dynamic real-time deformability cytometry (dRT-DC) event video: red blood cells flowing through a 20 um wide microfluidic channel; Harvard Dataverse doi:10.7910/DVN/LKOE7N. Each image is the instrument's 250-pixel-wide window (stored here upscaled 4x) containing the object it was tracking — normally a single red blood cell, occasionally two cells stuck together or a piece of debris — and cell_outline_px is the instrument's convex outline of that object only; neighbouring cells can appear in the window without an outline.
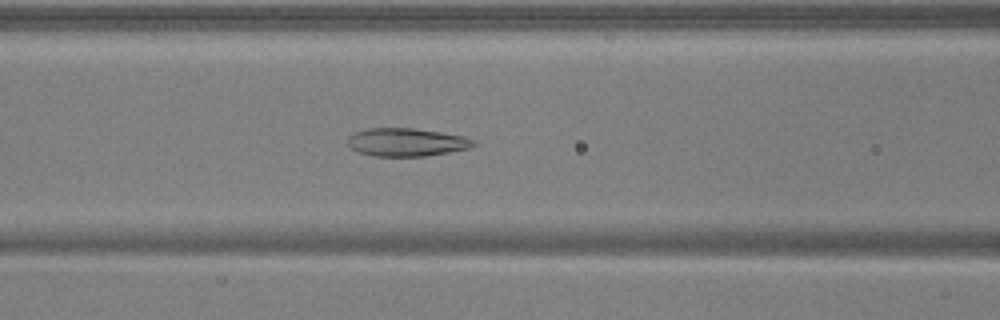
{"species": "common noctule bat (a hibernating species)", "species_latin": "Nyctalus noctula", "temperature_condition": "warm", "stored_images_in_passage": 31, "camera_frame_rate_fps": 3000, "um_per_image_px": 0.085, "animal": {"sex": "male", "body_mass_g": 17.9, "forearm_length_mm": 54.2}, "frame": {"image": 1, "passage_image": 7, "time_ms": 2.0, "image_size_px": [1000, 320], "cell_outline_px": [[476, 144], [468, 148], [448, 152], [424, 156], [372, 156], [356, 152], [348, 144], [348, 136], [356, 132], [368, 128], [416, 128], [464, 136], [476, 140]], "centroid_in_image_um": [34.54, 12.08], "position_along_channel_um": 132.1, "area_um2": 20.63}}
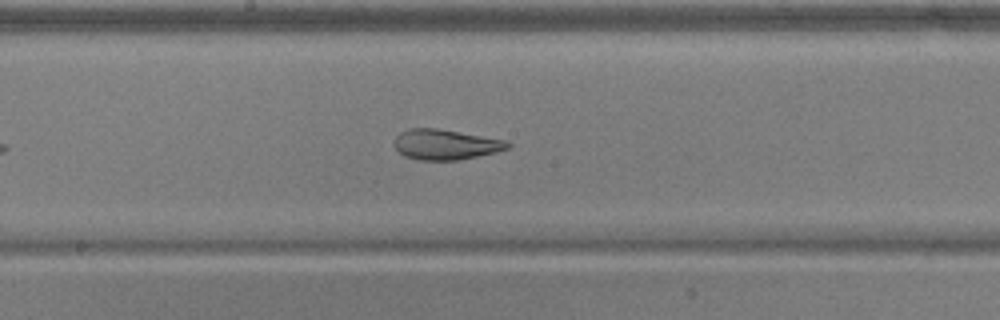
{"frame": {"image": 2, "passage_image": 13, "time_ms": 4.0, "image_size_px": [1000, 320], "cell_outline_px": [[512, 144], [508, 148], [496, 152], [460, 160], [416, 160], [404, 156], [392, 144], [396, 136], [400, 132], [408, 128], [436, 128], [504, 140]], "centroid_in_image_um": [37.82, 12.29], "position_along_channel_um": 210.4, "area_um2": 20.0}}
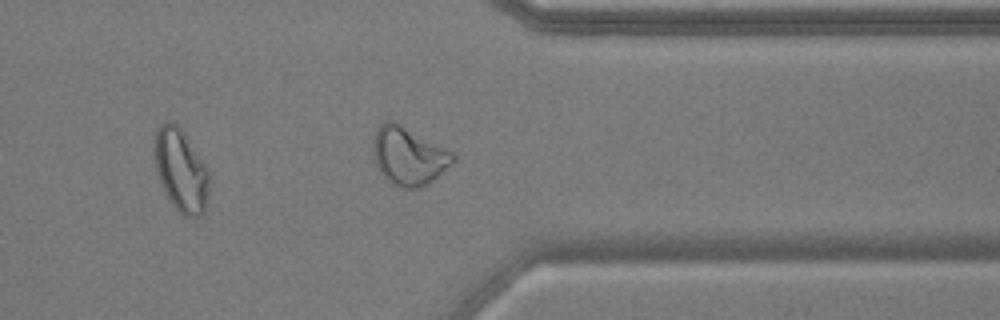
{"frame": {"image": 3, "passage_image": 26, "time_ms": 8.333, "image_size_px": [1000, 320], "cell_outline_px": [[456, 160], [452, 164], [428, 184], [420, 188], [404, 188], [392, 184], [380, 172], [376, 164], [372, 148], [372, 140], [376, 128], [384, 120], [392, 120], [400, 124], [452, 152], [456, 156]], "centroid_in_image_um": [34.7, 13.26], "position_along_channel_um": 376.7, "area_um2": 26.93}, "authors_computed_cell_mechanics": {"area_um2": 20.6346, "velocity_mm_per_s": 3.9187, "shape_relaxation_time_tau1_ms": null, "shape_relaxation_time_tau2_ms": 1.9756, "deformation_change_tau1": null, "deformation_change_tau2": 0.096}}